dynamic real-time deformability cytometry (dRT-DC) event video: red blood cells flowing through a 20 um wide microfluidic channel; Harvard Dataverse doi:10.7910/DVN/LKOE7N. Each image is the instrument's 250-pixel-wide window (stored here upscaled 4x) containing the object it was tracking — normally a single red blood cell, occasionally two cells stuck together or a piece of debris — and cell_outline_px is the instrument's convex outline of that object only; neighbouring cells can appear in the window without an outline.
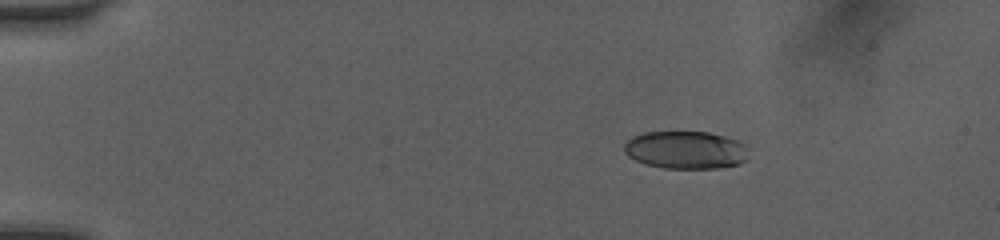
{"species": "human", "species_latin": "Homo sapiens", "temperature_condition": "room temperature", "stored_images_in_passage": 26, "camera_frame_rate_fps": 3000, "um_per_image_px": 0.085, "donor": {"sex": "female"}, "frame": {"image": 1, "passage_image": 5, "time_ms": 1.333, "image_size_px": [1000, 240], "cell_outline_px": [[744, 160], [740, 164], [716, 168], [664, 168], [644, 164], [628, 156], [624, 152], [624, 144], [632, 136], [644, 132], [708, 132], [724, 136], [736, 140], [744, 144]], "centroid_in_image_um": [58.21, 12.74], "position_along_channel_um": 26.8, "area_um2": 27.11}}
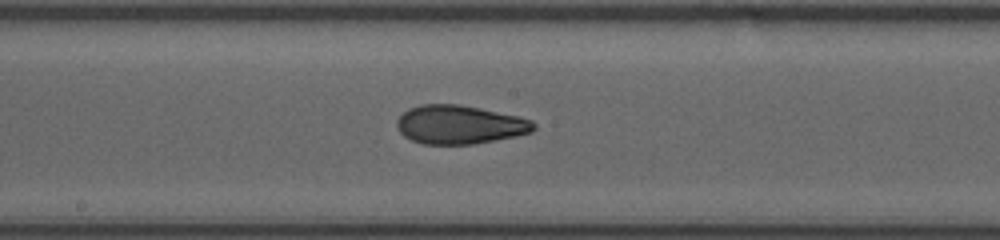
{"frame": {"image": 2, "passage_image": 14, "time_ms": 4.333, "image_size_px": [1000, 240], "cell_outline_px": [[536, 128], [532, 132], [516, 136], [472, 144], [424, 144], [412, 140], [404, 136], [396, 128], [396, 120], [408, 108], [420, 104], [460, 104], [520, 116], [532, 120], [536, 124]], "centroid_in_image_um": [39.07, 10.58], "position_along_channel_um": 209.1, "area_um2": 31.04}}
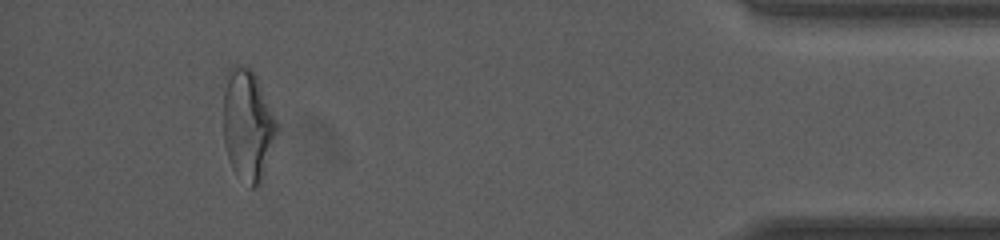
{"frame": {"image": 3, "passage_image": 23, "time_ms": 7.333, "image_size_px": [1000, 240], "cell_outline_px": [[276, 136], [260, 184], [252, 188], [236, 176], [232, 168], [224, 144], [224, 76], [228, 68], [232, 64], [236, 64], [252, 68], [256, 76], [276, 120]], "centroid_in_image_um": [21.02, 10.6], "position_along_channel_um": 414.2, "area_um2": 34.56}}